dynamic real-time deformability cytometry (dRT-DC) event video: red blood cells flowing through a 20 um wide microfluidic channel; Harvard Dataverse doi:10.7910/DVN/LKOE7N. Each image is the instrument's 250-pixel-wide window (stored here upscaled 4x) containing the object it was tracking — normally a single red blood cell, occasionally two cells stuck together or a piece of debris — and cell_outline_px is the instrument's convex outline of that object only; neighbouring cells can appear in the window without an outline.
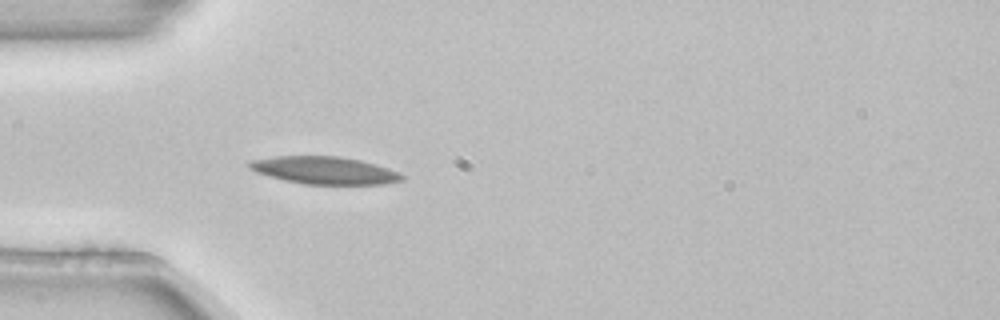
{"species": "common noctule bat (a hibernating species)", "species_latin": "Nyctalus noctula", "temperature_condition": "room temperature", "stored_images_in_passage": 4, "camera_frame_rate_fps": 3000, "um_per_image_px": 0.085, "animal": {"sex": "female", "body_mass_g": 22.7, "forearm_length_mm": 54.2}, "frame": {"image": 1, "passage_image": 4, "time_ms": 1.0, "image_size_px": [1000, 320], "cell_outline_px": [[404, 180], [384, 184], [304, 184], [284, 180], [256, 172], [248, 168], [248, 160], [276, 156], [340, 156], [360, 160], [376, 164], [388, 168], [404, 176]], "centroid_in_image_um": [27.55, 14.47], "position_along_channel_um": 57.4, "area_um2": 24.45}}